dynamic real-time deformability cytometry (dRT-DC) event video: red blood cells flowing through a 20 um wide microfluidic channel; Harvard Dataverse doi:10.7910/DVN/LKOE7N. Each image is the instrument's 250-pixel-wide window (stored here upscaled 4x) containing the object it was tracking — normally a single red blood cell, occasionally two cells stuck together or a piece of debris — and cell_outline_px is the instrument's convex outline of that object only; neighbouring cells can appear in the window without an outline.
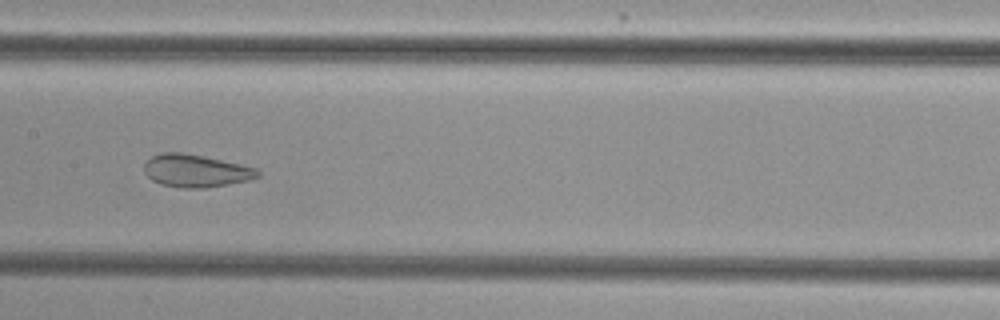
{"species": "common noctule bat (a hibernating species)", "species_latin": "Nyctalus noctula", "temperature_condition": "cold", "stored_images_in_passage": 48, "camera_frame_rate_fps": 3000, "um_per_image_px": 0.085, "animal": {"sex": "female", "body_mass_g": 29.2, "forearm_length_mm": 56.3}, "frame": {"image": 1, "passage_image": 22, "time_ms": 7.0, "image_size_px": [1000, 320], "cell_outline_px": [[260, 176], [248, 180], [228, 184], [204, 188], [180, 188], [160, 184], [152, 180], [144, 172], [144, 164], [152, 156], [164, 152], [180, 152], [204, 156], [256, 168], [260, 172]], "centroid_in_image_um": [16.62, 14.52], "position_along_channel_um": 190.8, "area_um2": 21.5}}
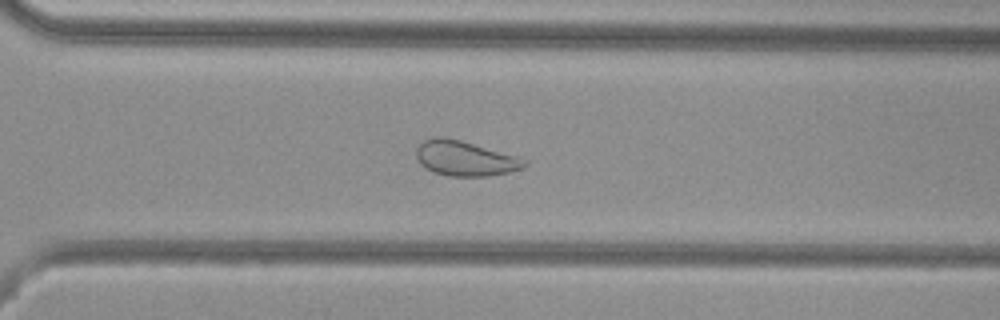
{"frame": {"image": 2, "passage_image": 33, "time_ms": 10.667, "image_size_px": [1000, 320], "cell_outline_px": [[528, 164], [520, 168], [508, 172], [488, 176], [448, 176], [432, 172], [424, 168], [416, 160], [416, 144], [432, 136], [444, 136], [460, 140], [516, 156], [528, 160]], "centroid_in_image_um": [39.44, 13.45], "position_along_channel_um": 331.2, "area_um2": 22.25}}
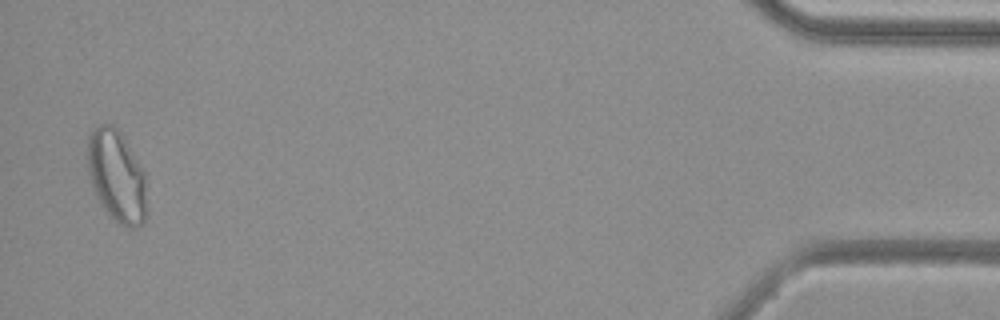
{"frame": {"image": 3, "passage_image": 47, "time_ms": 15.333, "image_size_px": [1000, 320], "cell_outline_px": [[148, 208], [144, 224], [132, 228], [128, 228], [120, 224], [100, 204], [96, 196], [88, 172], [88, 132], [92, 128], [100, 124], [112, 124], [120, 132], [144, 172]], "centroid_in_image_um": [9.93, 14.98], "position_along_channel_um": 425.3, "area_um2": 31.79}, "authors_computed_cell_mechanics": {"area_um2": 26.6747, "velocity_mm_per_s": 3.8334, "shape_relaxation_time_tau1_ms": null, "shape_relaxation_time_tau2_ms": 1.2994, "deformation_change_tau1": null, "deformation_change_tau2": 0.0799}}